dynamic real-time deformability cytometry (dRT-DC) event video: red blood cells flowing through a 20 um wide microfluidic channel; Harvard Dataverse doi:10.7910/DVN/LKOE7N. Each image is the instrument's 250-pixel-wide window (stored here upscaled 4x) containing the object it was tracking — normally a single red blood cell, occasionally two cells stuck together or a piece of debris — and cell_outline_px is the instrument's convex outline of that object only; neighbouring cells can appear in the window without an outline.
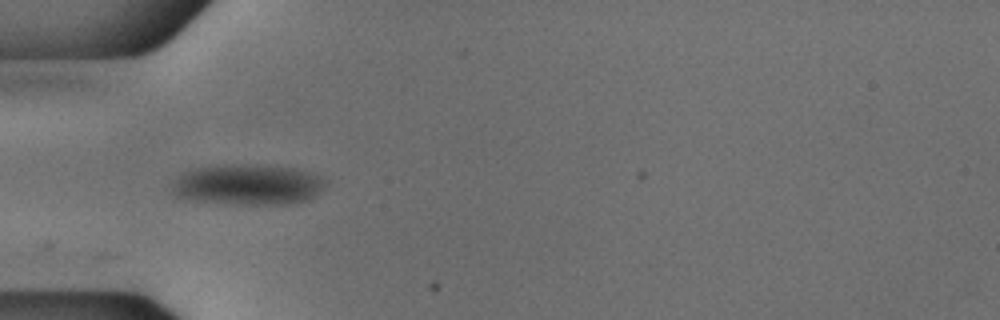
{"species": "common noctule bat (a hibernating species)", "species_latin": "Nyctalus noctula", "temperature_condition": "cold", "stored_images_in_passage": 32, "camera_frame_rate_fps": 3000, "um_per_image_px": 0.085, "animal": {"sex": "male", "body_mass_g": 18.8}, "frame": {"image": 1, "passage_image": 3, "time_ms": 0.667, "image_size_px": [1000, 320], "cell_outline_px": [[324, 184], [308, 200], [292, 204], [244, 204], [196, 200], [176, 196], [172, 192], [172, 188], [176, 180], [184, 172], [196, 168], [224, 164], [244, 164], [292, 168], [308, 172], [320, 176]], "centroid_in_image_um": [21.04, 15.69], "position_along_channel_um": 64.0, "area_um2": 35.55}}
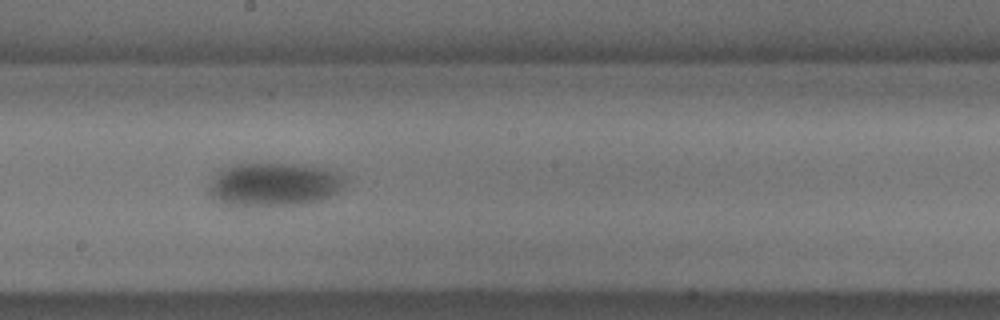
{"frame": {"image": 2, "passage_image": 16, "time_ms": 5.0, "image_size_px": [1000, 320], "cell_outline_px": [[348, 180], [340, 192], [320, 200], [300, 204], [228, 204], [212, 196], [208, 192], [208, 188], [212, 180], [224, 168], [232, 164], [300, 164], [324, 168], [340, 172], [348, 176]], "centroid_in_image_um": [23.42, 15.64], "position_along_channel_um": 224.8, "area_um2": 34.04}}
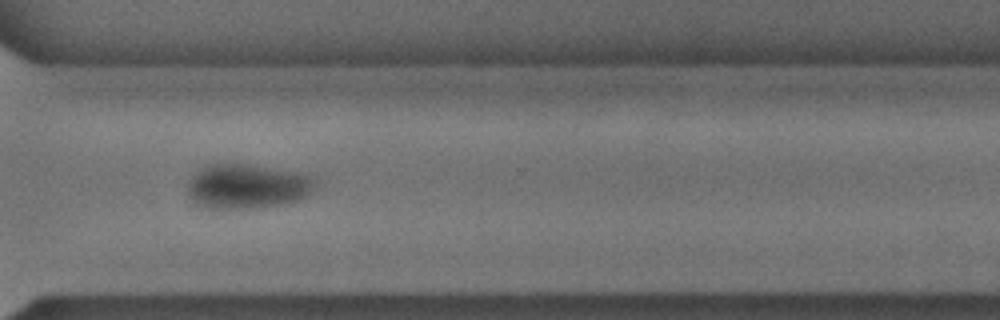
{"frame": {"image": 3, "passage_image": 26, "time_ms": 8.333, "image_size_px": [1000, 320], "cell_outline_px": [[320, 180], [304, 196], [296, 200], [280, 204], [240, 208], [212, 208], [196, 204], [188, 196], [188, 188], [196, 172], [208, 164], [248, 164], [296, 172], [312, 176]], "centroid_in_image_um": [21.01, 15.82], "position_along_channel_um": 349.6, "area_um2": 32.48}}